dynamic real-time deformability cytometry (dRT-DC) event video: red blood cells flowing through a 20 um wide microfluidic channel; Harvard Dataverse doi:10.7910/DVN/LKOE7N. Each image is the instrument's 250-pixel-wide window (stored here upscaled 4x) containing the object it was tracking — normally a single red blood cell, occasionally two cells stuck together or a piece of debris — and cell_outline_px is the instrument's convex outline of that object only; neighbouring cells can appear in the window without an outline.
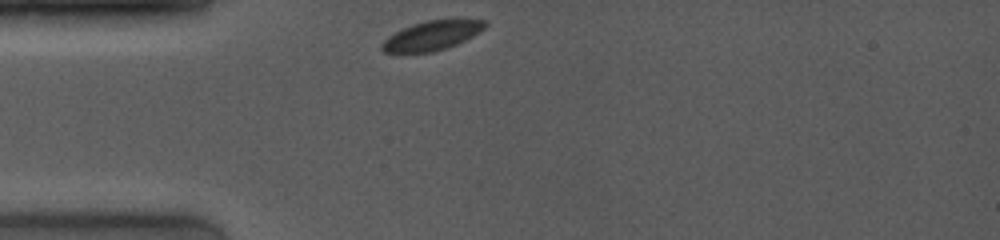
{"species": "common noctule bat (a hibernating species)", "species_latin": "Nyctalus noctula", "temperature_condition": "room temperature", "stored_images_in_passage": 34, "camera_frame_rate_fps": 4000, "um_per_image_px": 0.085, "animal": {"sex": "female", "body_mass_g": 19.0, "forearm_length_mm": 53.3}, "frame": {"image": 1, "passage_image": 1, "time_ms": 0.0, "image_size_px": [1000, 240], "cell_outline_px": [[488, 24], [484, 28], [472, 36], [456, 44], [432, 52], [384, 52], [380, 48], [380, 44], [388, 36], [412, 24], [428, 20], [484, 20]], "centroid_in_image_um": [36.67, 3.03], "position_along_channel_um": 48.3, "area_um2": 17.17}}
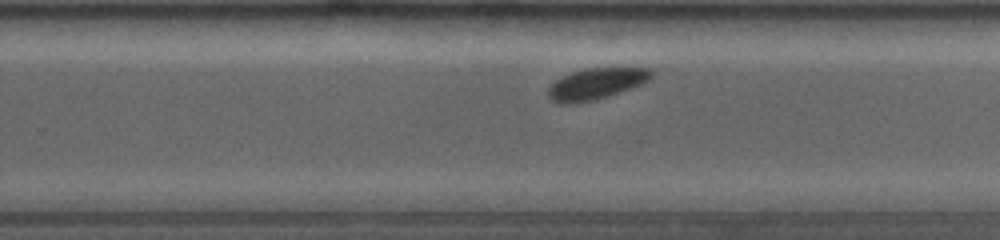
{"frame": {"image": 2, "passage_image": 24, "time_ms": 6.25, "image_size_px": [1000, 240], "cell_outline_px": [[652, 76], [648, 80], [640, 84], [608, 96], [592, 100], [572, 104], [560, 104], [552, 100], [548, 96], [548, 88], [556, 80], [572, 72], [584, 68], [648, 68], [652, 72]], "centroid_in_image_um": [50.63, 7.12], "position_along_channel_um": 279.2, "area_um2": 18.44}}
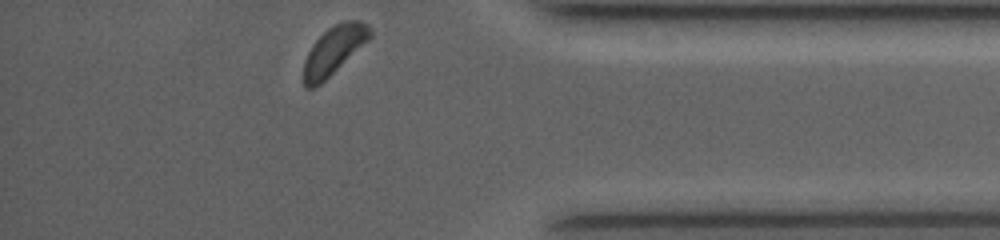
{"frame": {"image": 3, "passage_image": 34, "time_ms": 9.75, "image_size_px": [1000, 240], "cell_outline_px": [[372, 36], [368, 40], [320, 84], [312, 88], [304, 88], [304, 60], [312, 44], [328, 28], [344, 20], [360, 20], [368, 24], [372, 28]], "centroid_in_image_um": [28.39, 4.24], "position_along_channel_um": 406.8, "area_um2": 18.38}, "authors_computed_cell_mechanics": {"area_um2": 19.4786, "velocity_mm_per_s": 3.9109, "shape_relaxation_time_tau1_ms": 2.7597, "shape_relaxation_time_tau2_ms": null, "deformation_change_tau1": 0.0562, "deformation_change_tau2": null}}